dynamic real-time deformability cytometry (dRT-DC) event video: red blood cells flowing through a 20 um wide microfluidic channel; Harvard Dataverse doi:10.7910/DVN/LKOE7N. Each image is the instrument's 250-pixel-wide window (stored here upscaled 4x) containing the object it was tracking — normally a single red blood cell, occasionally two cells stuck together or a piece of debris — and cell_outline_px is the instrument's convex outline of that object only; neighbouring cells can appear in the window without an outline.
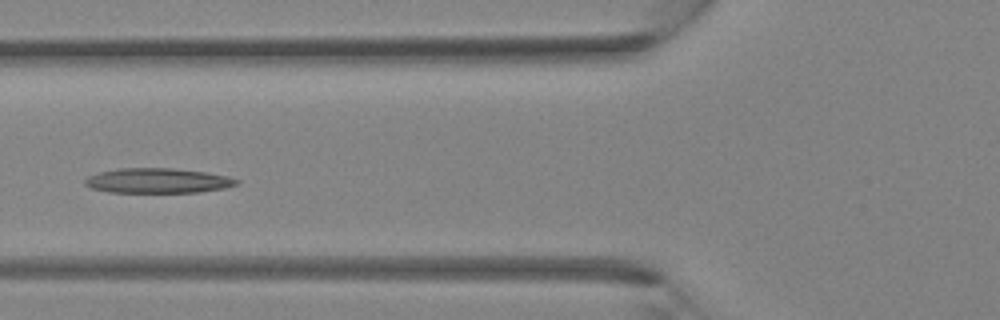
{"species": "Egyptian fruit bat (a non-hibernating species)", "species_latin": "Rousettus aegyptiacus", "temperature_condition": "room temperature", "stored_images_in_passage": 28, "camera_frame_rate_fps": 3000, "um_per_image_px": 0.085, "animal": {"sex": "female"}, "frame": {"image": 1, "passage_image": 4, "time_ms": 1.0, "image_size_px": [1000, 320], "cell_outline_px": [[240, 180], [236, 184], [224, 188], [200, 192], [108, 192], [92, 188], [84, 184], [84, 180], [88, 176], [100, 172], [120, 168], [172, 168], [208, 172], [228, 176]], "centroid_in_image_um": [13.41, 15.35], "position_along_channel_um": 112.4, "area_um2": 21.96}}
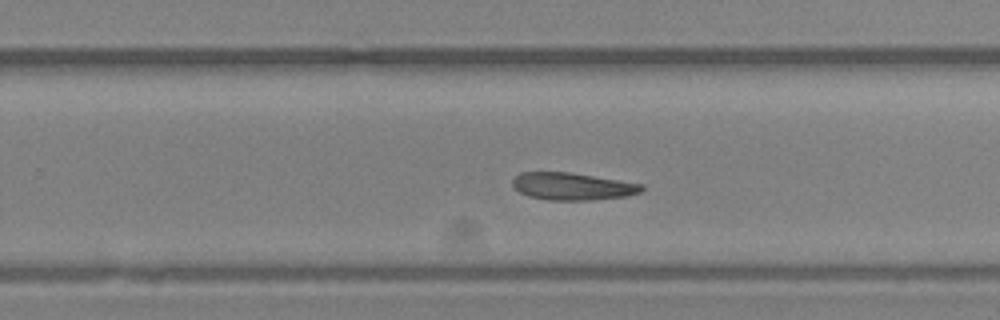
{"frame": {"image": 2, "passage_image": 14, "time_ms": 4.333, "image_size_px": [1000, 320], "cell_outline_px": [[644, 188], [640, 192], [628, 196], [592, 200], [548, 200], [528, 196], [520, 192], [512, 184], [512, 180], [520, 172], [568, 172], [644, 184]], "centroid_in_image_um": [48.66, 15.84], "position_along_channel_um": 281.1, "area_um2": 20.52}}
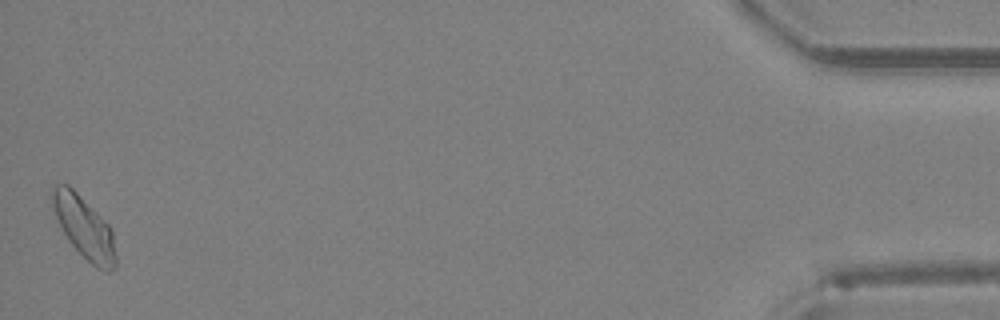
{"frame": {"image": 3, "passage_image": 28, "time_ms": 9.0, "image_size_px": [1000, 320], "cell_outline_px": [[116, 268], [108, 272], [104, 272], [96, 268], [68, 240], [56, 216], [48, 192], [52, 184], [68, 184], [112, 228], [116, 256]], "centroid_in_image_um": [7.15, 19.32], "position_along_channel_um": 428.1, "area_um2": 22.83}}